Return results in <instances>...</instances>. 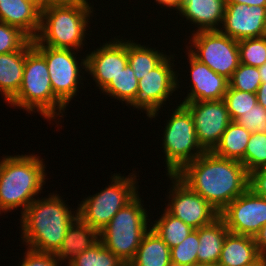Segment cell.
Returning a JSON list of instances; mask_svg holds the SVG:
<instances>
[{
  "label": "cell",
  "mask_w": 266,
  "mask_h": 266,
  "mask_svg": "<svg viewBox=\"0 0 266 266\" xmlns=\"http://www.w3.org/2000/svg\"><path fill=\"white\" fill-rule=\"evenodd\" d=\"M176 176L217 211L248 189L249 173L240 161L205 151L186 164Z\"/></svg>",
  "instance_id": "6da1fadb"
},
{
  "label": "cell",
  "mask_w": 266,
  "mask_h": 266,
  "mask_svg": "<svg viewBox=\"0 0 266 266\" xmlns=\"http://www.w3.org/2000/svg\"><path fill=\"white\" fill-rule=\"evenodd\" d=\"M52 194L35 199L20 217L22 244L40 252L55 253L67 228L78 217L77 209L71 211L59 194Z\"/></svg>",
  "instance_id": "7a4b0ae2"
},
{
  "label": "cell",
  "mask_w": 266,
  "mask_h": 266,
  "mask_svg": "<svg viewBox=\"0 0 266 266\" xmlns=\"http://www.w3.org/2000/svg\"><path fill=\"white\" fill-rule=\"evenodd\" d=\"M45 163L37 155H9L0 160V214L22 207L21 214L41 194ZM35 197V198H33Z\"/></svg>",
  "instance_id": "3957f363"
},
{
  "label": "cell",
  "mask_w": 266,
  "mask_h": 266,
  "mask_svg": "<svg viewBox=\"0 0 266 266\" xmlns=\"http://www.w3.org/2000/svg\"><path fill=\"white\" fill-rule=\"evenodd\" d=\"M90 4L88 0L50 3L41 11V26L35 39L51 48L82 51L89 18L93 17Z\"/></svg>",
  "instance_id": "277c9868"
},
{
  "label": "cell",
  "mask_w": 266,
  "mask_h": 266,
  "mask_svg": "<svg viewBox=\"0 0 266 266\" xmlns=\"http://www.w3.org/2000/svg\"><path fill=\"white\" fill-rule=\"evenodd\" d=\"M8 104L18 109L20 107L29 114L37 112L49 121L58 116L61 118L65 113L66 106L52 90L45 57L33 46L31 39L25 44V65L21 87Z\"/></svg>",
  "instance_id": "5b68a950"
},
{
  "label": "cell",
  "mask_w": 266,
  "mask_h": 266,
  "mask_svg": "<svg viewBox=\"0 0 266 266\" xmlns=\"http://www.w3.org/2000/svg\"><path fill=\"white\" fill-rule=\"evenodd\" d=\"M139 193L122 207L99 232V240L127 265L134 258L142 238L151 228ZM149 220V221H147Z\"/></svg>",
  "instance_id": "8992f818"
},
{
  "label": "cell",
  "mask_w": 266,
  "mask_h": 266,
  "mask_svg": "<svg viewBox=\"0 0 266 266\" xmlns=\"http://www.w3.org/2000/svg\"><path fill=\"white\" fill-rule=\"evenodd\" d=\"M131 174L124 177L116 173L110 177L111 183L108 187L78 204V217L100 232L113 216L138 194L137 176L135 173Z\"/></svg>",
  "instance_id": "52a82bcc"
},
{
  "label": "cell",
  "mask_w": 266,
  "mask_h": 266,
  "mask_svg": "<svg viewBox=\"0 0 266 266\" xmlns=\"http://www.w3.org/2000/svg\"><path fill=\"white\" fill-rule=\"evenodd\" d=\"M176 107L163 131L167 175H176L205 152L198 142L191 113L183 104Z\"/></svg>",
  "instance_id": "ba28073f"
},
{
  "label": "cell",
  "mask_w": 266,
  "mask_h": 266,
  "mask_svg": "<svg viewBox=\"0 0 266 266\" xmlns=\"http://www.w3.org/2000/svg\"><path fill=\"white\" fill-rule=\"evenodd\" d=\"M32 44L45 57L55 96L67 107L71 99L77 96L78 85L83 84L81 71H86V56L80 59V63L72 49L51 48L41 45L36 39L32 40Z\"/></svg>",
  "instance_id": "9c48e42d"
},
{
  "label": "cell",
  "mask_w": 266,
  "mask_h": 266,
  "mask_svg": "<svg viewBox=\"0 0 266 266\" xmlns=\"http://www.w3.org/2000/svg\"><path fill=\"white\" fill-rule=\"evenodd\" d=\"M192 36L189 42L191 49L186 46L188 51L214 72L229 80L240 64L238 40L220 31L193 32Z\"/></svg>",
  "instance_id": "30bf717a"
},
{
  "label": "cell",
  "mask_w": 266,
  "mask_h": 266,
  "mask_svg": "<svg viewBox=\"0 0 266 266\" xmlns=\"http://www.w3.org/2000/svg\"><path fill=\"white\" fill-rule=\"evenodd\" d=\"M173 59V55H167L138 81L137 108L144 110L149 119L158 116L163 104L179 88L178 72L174 71L175 64L171 62L175 61Z\"/></svg>",
  "instance_id": "8fae6325"
},
{
  "label": "cell",
  "mask_w": 266,
  "mask_h": 266,
  "mask_svg": "<svg viewBox=\"0 0 266 266\" xmlns=\"http://www.w3.org/2000/svg\"><path fill=\"white\" fill-rule=\"evenodd\" d=\"M172 187L166 195L169 199L167 211L193 229H199L219 218L217 211L198 193L191 190L176 175H168Z\"/></svg>",
  "instance_id": "7c38bea8"
},
{
  "label": "cell",
  "mask_w": 266,
  "mask_h": 266,
  "mask_svg": "<svg viewBox=\"0 0 266 266\" xmlns=\"http://www.w3.org/2000/svg\"><path fill=\"white\" fill-rule=\"evenodd\" d=\"M229 232L255 237L266 223V197L249 188L229 203L220 213Z\"/></svg>",
  "instance_id": "4fadbf2b"
},
{
  "label": "cell",
  "mask_w": 266,
  "mask_h": 266,
  "mask_svg": "<svg viewBox=\"0 0 266 266\" xmlns=\"http://www.w3.org/2000/svg\"><path fill=\"white\" fill-rule=\"evenodd\" d=\"M191 113L200 146L212 151L232 122L224 100L180 102Z\"/></svg>",
  "instance_id": "5bb4252c"
},
{
  "label": "cell",
  "mask_w": 266,
  "mask_h": 266,
  "mask_svg": "<svg viewBox=\"0 0 266 266\" xmlns=\"http://www.w3.org/2000/svg\"><path fill=\"white\" fill-rule=\"evenodd\" d=\"M89 53L86 55V72L102 91L127 66L128 40L114 37Z\"/></svg>",
  "instance_id": "9a60e30c"
},
{
  "label": "cell",
  "mask_w": 266,
  "mask_h": 266,
  "mask_svg": "<svg viewBox=\"0 0 266 266\" xmlns=\"http://www.w3.org/2000/svg\"><path fill=\"white\" fill-rule=\"evenodd\" d=\"M222 24L219 31L235 40L264 37L266 6L226 3Z\"/></svg>",
  "instance_id": "2e32d148"
},
{
  "label": "cell",
  "mask_w": 266,
  "mask_h": 266,
  "mask_svg": "<svg viewBox=\"0 0 266 266\" xmlns=\"http://www.w3.org/2000/svg\"><path fill=\"white\" fill-rule=\"evenodd\" d=\"M187 53L192 83L190 92L182 102L223 100L229 86L228 79L200 62L189 51Z\"/></svg>",
  "instance_id": "e0dca14e"
},
{
  "label": "cell",
  "mask_w": 266,
  "mask_h": 266,
  "mask_svg": "<svg viewBox=\"0 0 266 266\" xmlns=\"http://www.w3.org/2000/svg\"><path fill=\"white\" fill-rule=\"evenodd\" d=\"M226 10V0H184L179 15L199 31H219ZM220 25V26H219Z\"/></svg>",
  "instance_id": "ac0fdd59"
},
{
  "label": "cell",
  "mask_w": 266,
  "mask_h": 266,
  "mask_svg": "<svg viewBox=\"0 0 266 266\" xmlns=\"http://www.w3.org/2000/svg\"><path fill=\"white\" fill-rule=\"evenodd\" d=\"M0 22L19 28L31 40L41 26V10L27 0H0Z\"/></svg>",
  "instance_id": "d6986e66"
},
{
  "label": "cell",
  "mask_w": 266,
  "mask_h": 266,
  "mask_svg": "<svg viewBox=\"0 0 266 266\" xmlns=\"http://www.w3.org/2000/svg\"><path fill=\"white\" fill-rule=\"evenodd\" d=\"M98 241L99 232L77 217L67 228L65 237L54 256L60 263L62 261L69 263L78 254L91 248Z\"/></svg>",
  "instance_id": "ffe728a7"
},
{
  "label": "cell",
  "mask_w": 266,
  "mask_h": 266,
  "mask_svg": "<svg viewBox=\"0 0 266 266\" xmlns=\"http://www.w3.org/2000/svg\"><path fill=\"white\" fill-rule=\"evenodd\" d=\"M262 255L258 252L254 237L228 232L221 250L220 266L255 265Z\"/></svg>",
  "instance_id": "44dd1931"
},
{
  "label": "cell",
  "mask_w": 266,
  "mask_h": 266,
  "mask_svg": "<svg viewBox=\"0 0 266 266\" xmlns=\"http://www.w3.org/2000/svg\"><path fill=\"white\" fill-rule=\"evenodd\" d=\"M25 45L18 51L0 54V92L9 102L19 91L23 81Z\"/></svg>",
  "instance_id": "7402d4cb"
},
{
  "label": "cell",
  "mask_w": 266,
  "mask_h": 266,
  "mask_svg": "<svg viewBox=\"0 0 266 266\" xmlns=\"http://www.w3.org/2000/svg\"><path fill=\"white\" fill-rule=\"evenodd\" d=\"M228 232L220 217L213 223L199 228L198 265L218 263Z\"/></svg>",
  "instance_id": "603a6c76"
},
{
  "label": "cell",
  "mask_w": 266,
  "mask_h": 266,
  "mask_svg": "<svg viewBox=\"0 0 266 266\" xmlns=\"http://www.w3.org/2000/svg\"><path fill=\"white\" fill-rule=\"evenodd\" d=\"M127 266H172L170 248L150 228Z\"/></svg>",
  "instance_id": "cb8c5ba5"
},
{
  "label": "cell",
  "mask_w": 266,
  "mask_h": 266,
  "mask_svg": "<svg viewBox=\"0 0 266 266\" xmlns=\"http://www.w3.org/2000/svg\"><path fill=\"white\" fill-rule=\"evenodd\" d=\"M251 132L232 121L212 152L220 157L240 161L245 167V151Z\"/></svg>",
  "instance_id": "d4e9b609"
},
{
  "label": "cell",
  "mask_w": 266,
  "mask_h": 266,
  "mask_svg": "<svg viewBox=\"0 0 266 266\" xmlns=\"http://www.w3.org/2000/svg\"><path fill=\"white\" fill-rule=\"evenodd\" d=\"M164 52L128 40V64L138 80L156 67L167 55Z\"/></svg>",
  "instance_id": "484cf974"
},
{
  "label": "cell",
  "mask_w": 266,
  "mask_h": 266,
  "mask_svg": "<svg viewBox=\"0 0 266 266\" xmlns=\"http://www.w3.org/2000/svg\"><path fill=\"white\" fill-rule=\"evenodd\" d=\"M138 79L134 75V71L127 64L121 72L112 78L111 82L102 90V93L113 97L119 102L123 101L137 108V92H138Z\"/></svg>",
  "instance_id": "4316f807"
},
{
  "label": "cell",
  "mask_w": 266,
  "mask_h": 266,
  "mask_svg": "<svg viewBox=\"0 0 266 266\" xmlns=\"http://www.w3.org/2000/svg\"><path fill=\"white\" fill-rule=\"evenodd\" d=\"M150 223L151 229L168 245L171 249L180 244L188 234L194 230L189 225L171 215L166 208L161 217Z\"/></svg>",
  "instance_id": "83f0119b"
},
{
  "label": "cell",
  "mask_w": 266,
  "mask_h": 266,
  "mask_svg": "<svg viewBox=\"0 0 266 266\" xmlns=\"http://www.w3.org/2000/svg\"><path fill=\"white\" fill-rule=\"evenodd\" d=\"M67 266H127L99 240L91 248L78 254Z\"/></svg>",
  "instance_id": "f1b7e54d"
},
{
  "label": "cell",
  "mask_w": 266,
  "mask_h": 266,
  "mask_svg": "<svg viewBox=\"0 0 266 266\" xmlns=\"http://www.w3.org/2000/svg\"><path fill=\"white\" fill-rule=\"evenodd\" d=\"M198 246L199 229H194L180 244L170 249L172 266H197Z\"/></svg>",
  "instance_id": "f546056e"
},
{
  "label": "cell",
  "mask_w": 266,
  "mask_h": 266,
  "mask_svg": "<svg viewBox=\"0 0 266 266\" xmlns=\"http://www.w3.org/2000/svg\"><path fill=\"white\" fill-rule=\"evenodd\" d=\"M240 63L260 67L266 63V37L238 40Z\"/></svg>",
  "instance_id": "4dcf8cb0"
},
{
  "label": "cell",
  "mask_w": 266,
  "mask_h": 266,
  "mask_svg": "<svg viewBox=\"0 0 266 266\" xmlns=\"http://www.w3.org/2000/svg\"><path fill=\"white\" fill-rule=\"evenodd\" d=\"M224 102L232 121H236L257 104L256 93L242 92L228 86Z\"/></svg>",
  "instance_id": "1f68e13d"
},
{
  "label": "cell",
  "mask_w": 266,
  "mask_h": 266,
  "mask_svg": "<svg viewBox=\"0 0 266 266\" xmlns=\"http://www.w3.org/2000/svg\"><path fill=\"white\" fill-rule=\"evenodd\" d=\"M266 167V132H252L245 151V168L248 173Z\"/></svg>",
  "instance_id": "d6a6232c"
},
{
  "label": "cell",
  "mask_w": 266,
  "mask_h": 266,
  "mask_svg": "<svg viewBox=\"0 0 266 266\" xmlns=\"http://www.w3.org/2000/svg\"><path fill=\"white\" fill-rule=\"evenodd\" d=\"M229 81V87L242 92L256 93L262 83L258 67L240 63Z\"/></svg>",
  "instance_id": "836d02e7"
},
{
  "label": "cell",
  "mask_w": 266,
  "mask_h": 266,
  "mask_svg": "<svg viewBox=\"0 0 266 266\" xmlns=\"http://www.w3.org/2000/svg\"><path fill=\"white\" fill-rule=\"evenodd\" d=\"M29 40L19 28L0 22V54L18 51Z\"/></svg>",
  "instance_id": "e575fe53"
},
{
  "label": "cell",
  "mask_w": 266,
  "mask_h": 266,
  "mask_svg": "<svg viewBox=\"0 0 266 266\" xmlns=\"http://www.w3.org/2000/svg\"><path fill=\"white\" fill-rule=\"evenodd\" d=\"M236 122L248 131L265 133L266 132V109L259 103L255 104L252 109L243 114Z\"/></svg>",
  "instance_id": "d590c367"
},
{
  "label": "cell",
  "mask_w": 266,
  "mask_h": 266,
  "mask_svg": "<svg viewBox=\"0 0 266 266\" xmlns=\"http://www.w3.org/2000/svg\"><path fill=\"white\" fill-rule=\"evenodd\" d=\"M24 258L20 266H60V261L54 253L40 252L26 247Z\"/></svg>",
  "instance_id": "8d00e7d4"
},
{
  "label": "cell",
  "mask_w": 266,
  "mask_h": 266,
  "mask_svg": "<svg viewBox=\"0 0 266 266\" xmlns=\"http://www.w3.org/2000/svg\"><path fill=\"white\" fill-rule=\"evenodd\" d=\"M248 188L256 195L266 197V167L249 173Z\"/></svg>",
  "instance_id": "74e56055"
},
{
  "label": "cell",
  "mask_w": 266,
  "mask_h": 266,
  "mask_svg": "<svg viewBox=\"0 0 266 266\" xmlns=\"http://www.w3.org/2000/svg\"><path fill=\"white\" fill-rule=\"evenodd\" d=\"M258 252L263 256L266 253V223L254 237Z\"/></svg>",
  "instance_id": "f35d334b"
},
{
  "label": "cell",
  "mask_w": 266,
  "mask_h": 266,
  "mask_svg": "<svg viewBox=\"0 0 266 266\" xmlns=\"http://www.w3.org/2000/svg\"><path fill=\"white\" fill-rule=\"evenodd\" d=\"M155 2L159 5H162L163 7H169L170 9H175L177 12L181 9L184 0H155Z\"/></svg>",
  "instance_id": "ab89813d"
},
{
  "label": "cell",
  "mask_w": 266,
  "mask_h": 266,
  "mask_svg": "<svg viewBox=\"0 0 266 266\" xmlns=\"http://www.w3.org/2000/svg\"><path fill=\"white\" fill-rule=\"evenodd\" d=\"M257 103L266 109V82H262L256 92Z\"/></svg>",
  "instance_id": "60d3db41"
},
{
  "label": "cell",
  "mask_w": 266,
  "mask_h": 266,
  "mask_svg": "<svg viewBox=\"0 0 266 266\" xmlns=\"http://www.w3.org/2000/svg\"><path fill=\"white\" fill-rule=\"evenodd\" d=\"M226 3H239L248 6H266V0H226Z\"/></svg>",
  "instance_id": "b9f144b4"
},
{
  "label": "cell",
  "mask_w": 266,
  "mask_h": 266,
  "mask_svg": "<svg viewBox=\"0 0 266 266\" xmlns=\"http://www.w3.org/2000/svg\"><path fill=\"white\" fill-rule=\"evenodd\" d=\"M38 7L41 11L44 10L50 2L48 0H27Z\"/></svg>",
  "instance_id": "7bdbcfd3"
},
{
  "label": "cell",
  "mask_w": 266,
  "mask_h": 266,
  "mask_svg": "<svg viewBox=\"0 0 266 266\" xmlns=\"http://www.w3.org/2000/svg\"><path fill=\"white\" fill-rule=\"evenodd\" d=\"M258 71L260 73V78L262 82H266V63L262 66L258 67Z\"/></svg>",
  "instance_id": "ee69618b"
},
{
  "label": "cell",
  "mask_w": 266,
  "mask_h": 266,
  "mask_svg": "<svg viewBox=\"0 0 266 266\" xmlns=\"http://www.w3.org/2000/svg\"><path fill=\"white\" fill-rule=\"evenodd\" d=\"M50 3H62V2H80L85 0H48Z\"/></svg>",
  "instance_id": "f6af8a7d"
},
{
  "label": "cell",
  "mask_w": 266,
  "mask_h": 266,
  "mask_svg": "<svg viewBox=\"0 0 266 266\" xmlns=\"http://www.w3.org/2000/svg\"><path fill=\"white\" fill-rule=\"evenodd\" d=\"M250 266H266L263 257L255 264Z\"/></svg>",
  "instance_id": "bcb514c9"
},
{
  "label": "cell",
  "mask_w": 266,
  "mask_h": 266,
  "mask_svg": "<svg viewBox=\"0 0 266 266\" xmlns=\"http://www.w3.org/2000/svg\"><path fill=\"white\" fill-rule=\"evenodd\" d=\"M197 266H220V265L216 263V264H203V265H197Z\"/></svg>",
  "instance_id": "7dc6e473"
},
{
  "label": "cell",
  "mask_w": 266,
  "mask_h": 266,
  "mask_svg": "<svg viewBox=\"0 0 266 266\" xmlns=\"http://www.w3.org/2000/svg\"><path fill=\"white\" fill-rule=\"evenodd\" d=\"M264 261H265V265H266V253L262 256Z\"/></svg>",
  "instance_id": "c3c4849f"
}]
</instances>
